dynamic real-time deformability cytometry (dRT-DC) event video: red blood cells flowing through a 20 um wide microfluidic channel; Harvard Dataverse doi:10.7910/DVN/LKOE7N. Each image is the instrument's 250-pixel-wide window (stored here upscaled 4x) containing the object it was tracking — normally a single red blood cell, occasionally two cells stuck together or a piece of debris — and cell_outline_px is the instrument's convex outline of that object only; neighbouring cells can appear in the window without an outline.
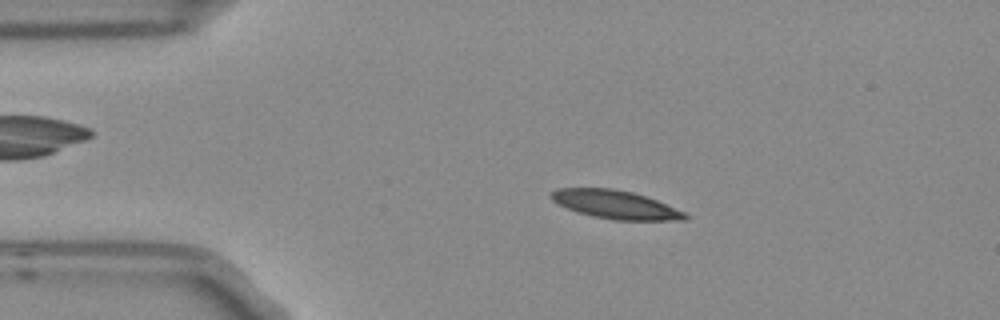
{"species": "Egyptian fruit bat (a non-hibernating species)", "species_latin": "Rousettus aegyptiacus", "temperature_condition": "room temperature", "stored_images_in_passage": 3, "camera_frame_rate_fps": 3000, "um_per_image_px": 0.085, "frame": {"image": 1, "passage_image": 2, "time_ms": 0.333, "image_size_px": [1000, 320], "cell_outline_px": [[688, 216], [684, 220], [612, 220], [592, 216], [556, 204], [548, 196], [556, 188], [612, 188], [632, 192], [656, 200], [684, 212]], "centroid_in_image_um": [52.26, 17.38], "position_along_channel_um": 32.7, "area_um2": 21.96}}